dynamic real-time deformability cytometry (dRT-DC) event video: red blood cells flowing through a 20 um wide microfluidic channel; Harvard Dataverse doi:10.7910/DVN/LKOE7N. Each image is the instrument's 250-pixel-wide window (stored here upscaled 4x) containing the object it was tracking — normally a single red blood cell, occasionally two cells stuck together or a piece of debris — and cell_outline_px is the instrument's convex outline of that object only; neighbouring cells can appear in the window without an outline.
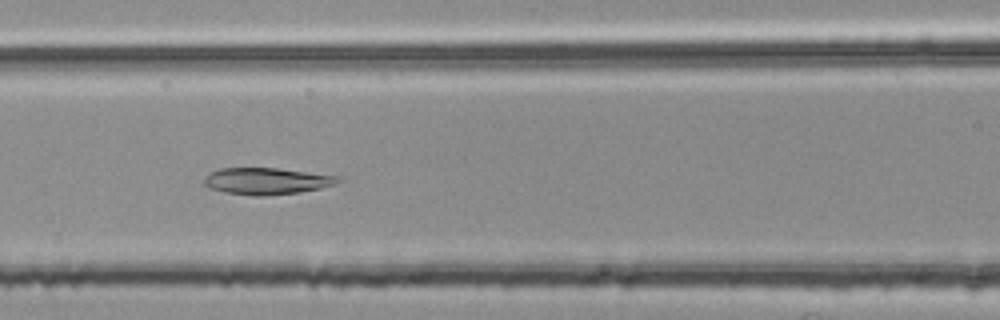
{"species": "common noctule bat (a hibernating species)", "species_latin": "Nyctalus noctula", "temperature_condition": "room temperature", "stored_images_in_passage": 35, "camera_frame_rate_fps": 3000, "um_per_image_px": 0.085, "animal": {"sex": "female", "body_mass_g": 25.1}, "frame": {"image": 1, "passage_image": 11, "time_ms": 3.333, "image_size_px": [1000, 320], "cell_outline_px": [[340, 180], [336, 184], [320, 188], [300, 192], [268, 196], [252, 196], [224, 192], [212, 188], [204, 184], [204, 176], [220, 168], [276, 168], [336, 176]], "centroid_in_image_um": [22.63, 15.4], "position_along_channel_um": 144.0, "area_um2": 20.63}}
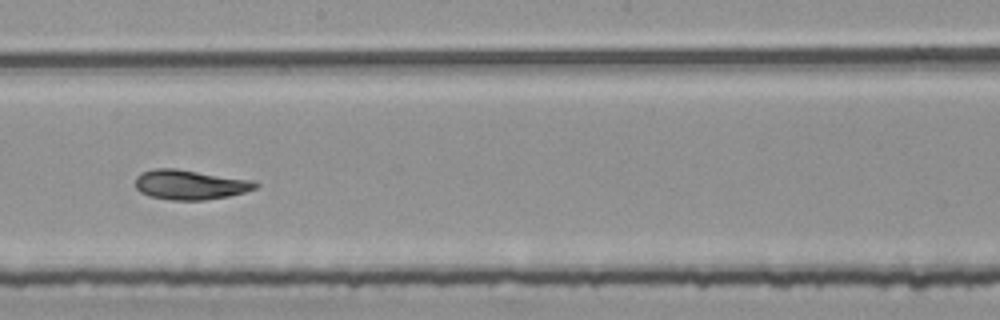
{"frame": {"image": 2, "passage_image": 18, "time_ms": 5.667, "image_size_px": [1000, 320], "cell_outline_px": [[260, 184], [256, 188], [244, 192], [228, 196], [204, 200], [172, 200], [148, 196], [140, 192], [136, 188], [136, 176], [140, 172], [156, 168], [176, 168], [252, 180]], "centroid_in_image_um": [16.13, 15.69], "position_along_channel_um": 232.1, "area_um2": 20.87}}
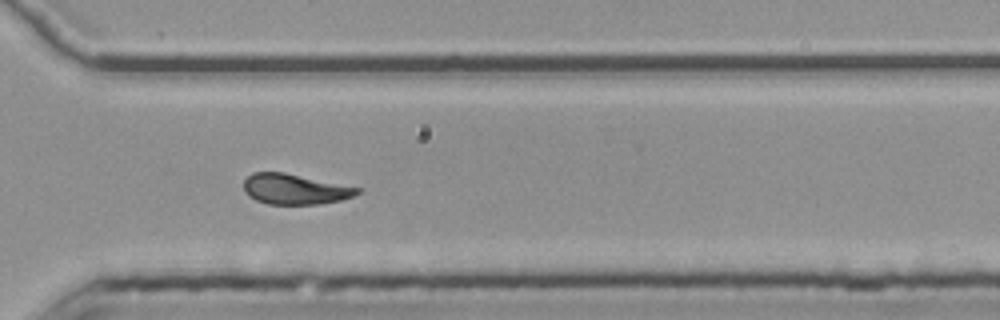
{"frame": {"image": 3, "passage_image": 27, "time_ms": 8.667, "image_size_px": [1000, 320], "cell_outline_px": [[364, 188], [360, 192], [352, 196], [340, 200], [320, 204], [268, 204], [256, 200], [248, 196], [244, 192], [244, 180], [252, 172], [284, 172]], "centroid_in_image_um": [25.07, 16.07], "position_along_channel_um": 345.5, "area_um2": 20.29}, "authors_computed_cell_mechanics": {"area_um2": 20.6346, "velocity_mm_per_s": 3.7876, "shape_relaxation_time_tau1_ms": 6.7118, "shape_relaxation_time_tau2_ms": 3.314, "deformation_change_tau1": 0.1608, "deformation_change_tau2": 0.0992}}